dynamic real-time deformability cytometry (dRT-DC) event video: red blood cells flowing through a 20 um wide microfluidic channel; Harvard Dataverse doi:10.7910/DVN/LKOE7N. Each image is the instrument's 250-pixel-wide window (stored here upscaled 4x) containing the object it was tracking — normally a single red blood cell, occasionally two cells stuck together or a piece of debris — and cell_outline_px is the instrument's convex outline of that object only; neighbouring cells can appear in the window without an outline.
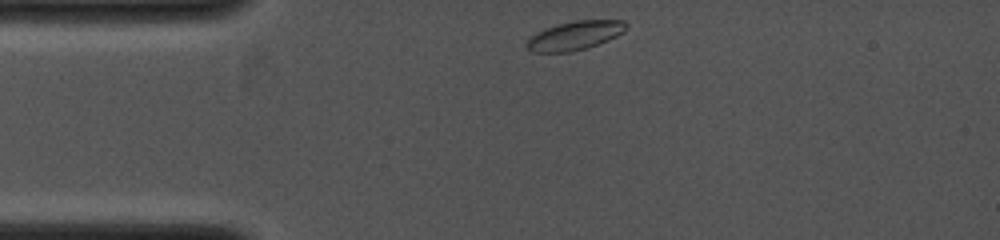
{"species": "common noctule bat (a hibernating species)", "species_latin": "Nyctalus noctula", "temperature_condition": "cold", "stored_images_in_passage": 34, "camera_frame_rate_fps": 4000, "um_per_image_px": 0.085, "animal": {"sex": "female", "body_mass_g": 19.0, "forearm_length_mm": 53.3}, "frame": {"image": 1, "passage_image": 1, "time_ms": 0.0, "image_size_px": [1000, 240], "cell_outline_px": [[628, 28], [624, 32], [608, 40], [572, 52], [532, 52], [524, 44], [536, 32], [544, 28], [576, 20], [624, 20], [628, 24]], "centroid_in_image_um": [48.88, 3.01], "position_along_channel_um": 36.1, "area_um2": 16.65}}
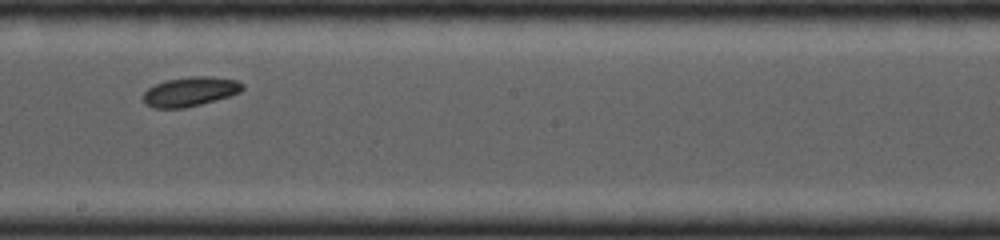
{"frame": {"image": 2, "passage_image": 19, "time_ms": 4.25, "image_size_px": [1000, 240], "cell_outline_px": [[244, 88], [240, 92], [228, 96], [200, 104], [184, 108], [152, 108], [144, 104], [140, 100], [144, 92], [148, 88], [156, 84], [168, 80], [192, 76], [212, 76], [236, 80], [244, 84]], "centroid_in_image_um": [16.12, 7.79], "position_along_channel_um": 232.1, "area_um2": 17.05}}
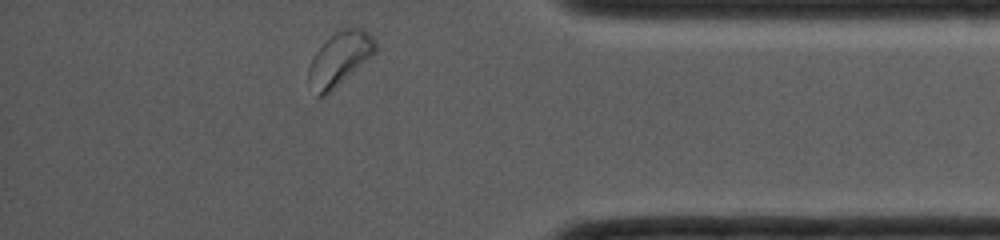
{"frame": {"image": 3, "passage_image": 34, "time_ms": 7.75, "image_size_px": [1000, 240], "cell_outline_px": [[376, 52], [372, 56], [328, 96], [316, 96], [308, 80], [308, 68], [316, 52], [336, 32], [344, 28], [360, 28], [368, 32], [376, 40]], "centroid_in_image_um": [28.89, 5.05], "position_along_channel_um": 406.3, "area_um2": 20.81}}